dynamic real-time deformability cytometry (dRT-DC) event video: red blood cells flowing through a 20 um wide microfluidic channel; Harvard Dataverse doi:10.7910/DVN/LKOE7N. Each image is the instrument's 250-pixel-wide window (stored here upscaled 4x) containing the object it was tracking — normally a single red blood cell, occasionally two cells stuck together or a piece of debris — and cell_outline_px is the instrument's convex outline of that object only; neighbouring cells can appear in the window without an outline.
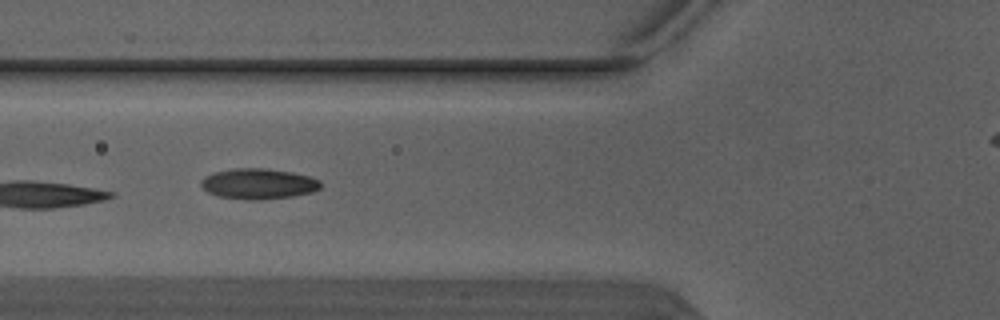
{"species": "Egyptian fruit bat (a non-hibernating species)", "species_latin": "Rousettus aegyptiacus", "temperature_condition": "warm", "stored_images_in_passage": 6, "camera_frame_rate_fps": 3000, "um_per_image_px": 0.085, "animal": {"sex": "male"}, "frame": {"image": 1, "passage_image": 4, "time_ms": 1.0, "image_size_px": [1000, 320], "cell_outline_px": [[320, 188], [312, 192], [292, 196], [260, 200], [248, 200], [220, 196], [208, 192], [200, 184], [200, 180], [204, 176], [216, 172], [232, 168], [268, 168], [292, 172], [312, 176], [320, 180]], "centroid_in_image_um": [21.98, 15.61], "position_along_channel_um": 103.8, "area_um2": 21.39}}